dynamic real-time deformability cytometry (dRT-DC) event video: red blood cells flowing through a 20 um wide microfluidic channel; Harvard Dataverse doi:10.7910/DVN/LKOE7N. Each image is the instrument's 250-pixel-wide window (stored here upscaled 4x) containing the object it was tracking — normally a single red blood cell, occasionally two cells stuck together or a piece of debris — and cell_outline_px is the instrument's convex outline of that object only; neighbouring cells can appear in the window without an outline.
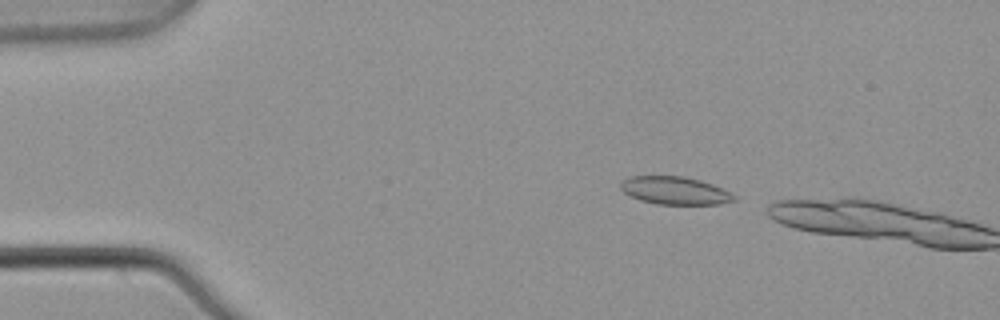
{"species": "common noctule bat (a hibernating species)", "species_latin": "Nyctalus noctula", "temperature_condition": "warm", "stored_images_in_passage": 2, "camera_frame_rate_fps": 3000, "um_per_image_px": 0.085, "animal": {"sex": "male", "body_mass_g": 21.5, "forearm_length_mm": 52.0}, "frame": {"image": 1, "passage_image": 1, "time_ms": 0.0, "image_size_px": [1000, 320], "cell_outline_px": [[736, 200], [720, 204], [656, 204], [640, 200], [624, 192], [620, 188], [620, 180], [632, 176], [684, 176], [700, 180], [712, 184], [736, 196]], "centroid_in_image_um": [57.34, 16.19], "position_along_channel_um": 27.7, "area_um2": 18.32}}